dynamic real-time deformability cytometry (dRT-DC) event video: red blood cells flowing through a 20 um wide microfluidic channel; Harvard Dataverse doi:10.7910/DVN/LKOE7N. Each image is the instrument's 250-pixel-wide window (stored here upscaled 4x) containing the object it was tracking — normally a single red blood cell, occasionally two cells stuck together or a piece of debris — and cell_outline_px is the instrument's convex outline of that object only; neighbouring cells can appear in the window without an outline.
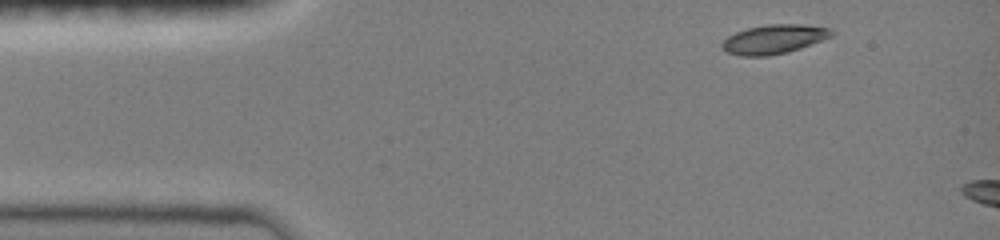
{"species": "common noctule bat (a hibernating species)", "species_latin": "Nyctalus noctula", "temperature_condition": "room temperature", "stored_images_in_passage": 4, "camera_frame_rate_fps": 3000, "um_per_image_px": 0.085, "animal": {"sex": "female", "body_mass_g": 19.0, "forearm_length_mm": 51.5}, "frame": {"image": 1, "passage_image": 1, "time_ms": 0.0, "image_size_px": [1000, 240], "cell_outline_px": [[832, 36], [800, 48], [788, 52], [768, 56], [740, 56], [728, 52], [720, 44], [728, 36], [736, 32], [748, 28], [768, 24], [804, 24], [832, 28]], "centroid_in_image_um": [65.79, 3.33], "position_along_channel_um": 19.2, "area_um2": 18.5}}